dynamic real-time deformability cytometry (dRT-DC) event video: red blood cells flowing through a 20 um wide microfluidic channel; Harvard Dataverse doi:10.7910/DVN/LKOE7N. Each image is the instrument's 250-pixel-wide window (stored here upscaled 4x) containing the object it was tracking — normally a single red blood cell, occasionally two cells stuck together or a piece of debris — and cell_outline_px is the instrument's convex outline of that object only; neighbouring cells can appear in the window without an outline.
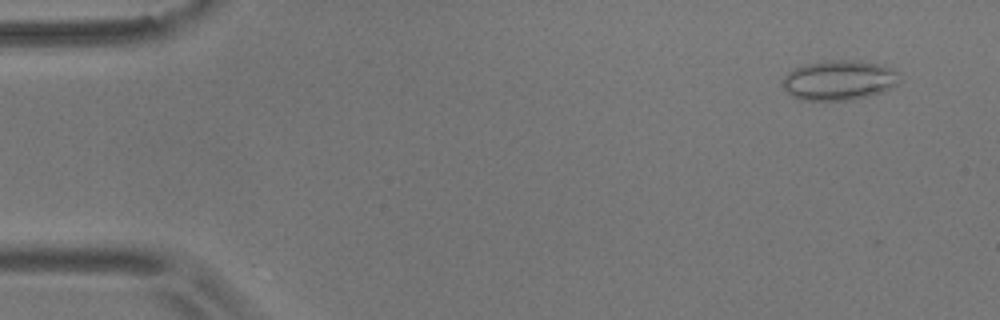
{"species": "common noctule bat (a hibernating species)", "species_latin": "Nyctalus noctula", "temperature_condition": "room temperature", "stored_images_in_passage": 54, "camera_frame_rate_fps": 3000, "um_per_image_px": 0.085, "animal": {"sex": "male", "body_mass_g": 17.9}, "frame": {"image": 1, "passage_image": 4, "time_ms": 1.0, "image_size_px": [1000, 320], "cell_outline_px": [[904, 80], [892, 88], [884, 92], [868, 96], [848, 100], [800, 100], [792, 96], [784, 88], [784, 76], [792, 68], [804, 64], [832, 60], [860, 60], [880, 64], [900, 72]], "centroid_in_image_um": [71.4, 6.81], "position_along_channel_um": 13.6, "area_um2": 27.63}}
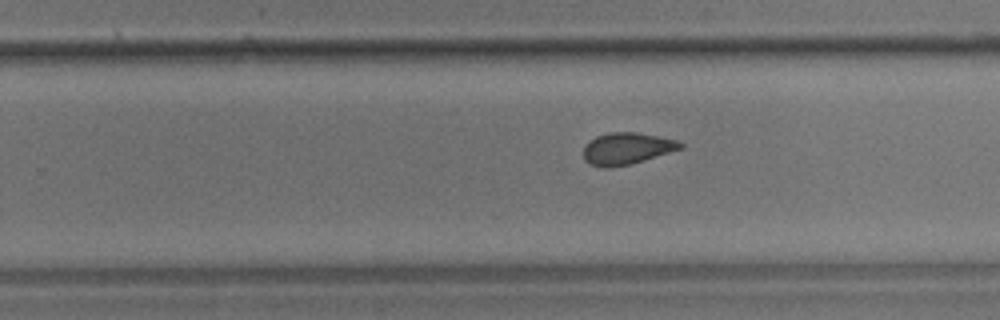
{"frame": {"image": 2, "passage_image": 34, "time_ms": 11.0, "image_size_px": [1000, 320], "cell_outline_px": [[684, 148], [628, 164], [608, 168], [604, 168], [592, 164], [584, 160], [584, 148], [596, 136], [608, 132], [636, 132], [676, 140], [684, 144]], "centroid_in_image_um": [53.28, 12.61], "position_along_channel_um": 276.5, "area_um2": 17.57}}
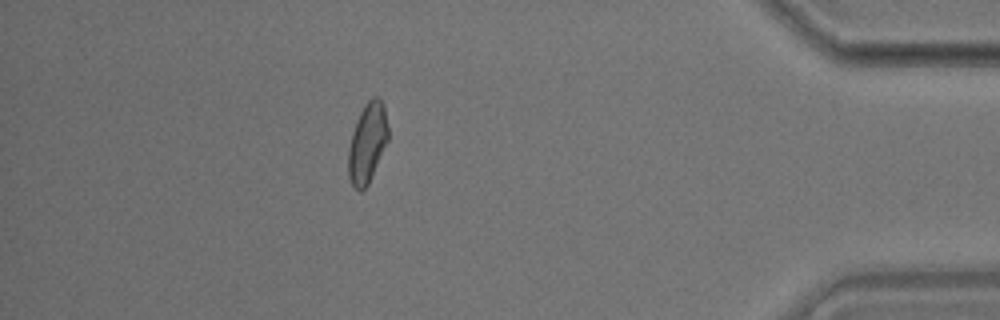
{"frame": {"image": 3, "passage_image": 48, "time_ms": 15.667, "image_size_px": [1000, 320], "cell_outline_px": [[388, 140], [368, 184], [360, 192], [352, 184], [348, 176], [348, 148], [352, 132], [356, 120], [364, 104], [372, 96], [380, 96], [384, 104], [388, 128]], "centroid_in_image_um": [31.22, 12.09], "position_along_channel_um": 404.0, "area_um2": 18.61}, "authors_computed_cell_mechanics": {"area_um2": 18.5827, "velocity_mm_per_s": 3.6786, "shape_relaxation_time_tau1_ms": null, "shape_relaxation_time_tau2_ms": 1.7924, "deformation_change_tau1": null, "deformation_change_tau2": 0.0697}}